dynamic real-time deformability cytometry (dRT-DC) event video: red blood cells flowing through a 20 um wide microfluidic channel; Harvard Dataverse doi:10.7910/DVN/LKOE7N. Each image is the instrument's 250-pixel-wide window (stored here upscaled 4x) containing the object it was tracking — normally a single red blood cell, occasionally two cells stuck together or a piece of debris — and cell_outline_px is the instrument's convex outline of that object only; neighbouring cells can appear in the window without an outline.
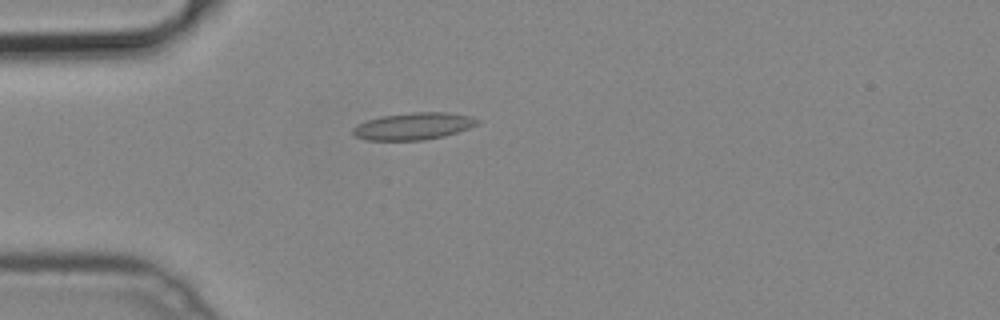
{"species": "common noctule bat (a hibernating species)", "species_latin": "Nyctalus noctula", "temperature_condition": "cold", "stored_images_in_passage": 39, "camera_frame_rate_fps": 3000, "um_per_image_px": 0.085, "animal": {"sex": "male", "body_mass_g": 19.2, "forearm_length_mm": 51.8}, "frame": {"image": 1, "passage_image": 1, "time_ms": 0.0, "image_size_px": [1000, 320], "cell_outline_px": [[480, 120], [476, 124], [468, 128], [444, 136], [424, 140], [364, 140], [356, 136], [352, 132], [352, 128], [368, 120], [380, 116], [412, 112], [448, 112], [468, 116]], "centroid_in_image_um": [35.12, 10.72], "position_along_channel_um": 49.9, "area_um2": 19.42}}
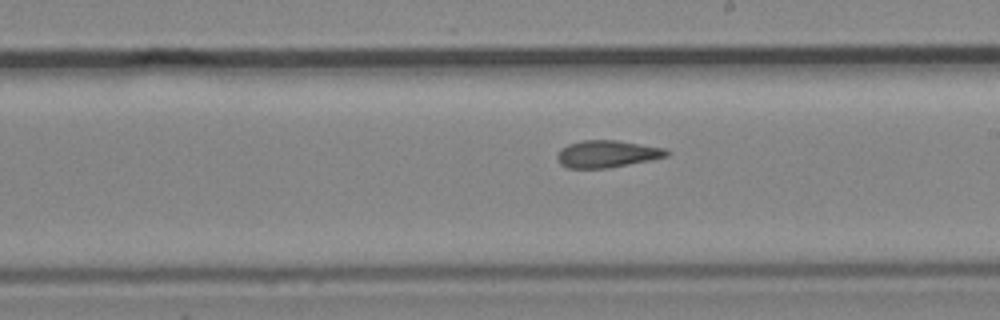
{"frame": {"image": 2, "passage_image": 16, "time_ms": 5.0, "image_size_px": [1000, 320], "cell_outline_px": [[668, 156], [652, 160], [608, 168], [568, 168], [560, 164], [556, 156], [560, 148], [568, 144], [580, 140], [616, 140], [668, 148]], "centroid_in_image_um": [51.6, 13.08], "position_along_channel_um": 237.4, "area_um2": 17.51}}
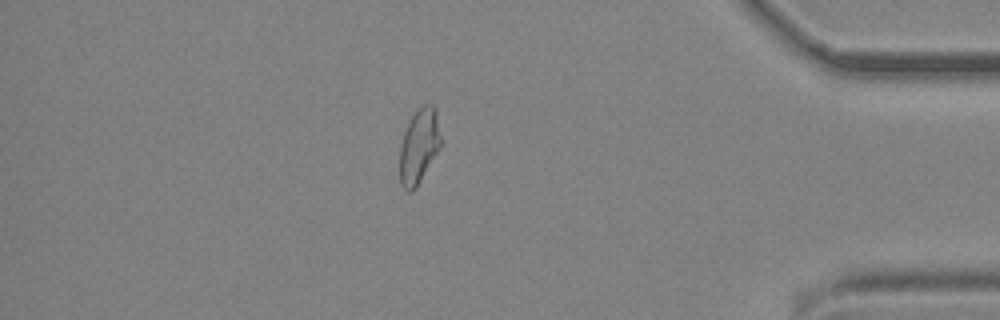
{"frame": {"image": 3, "passage_image": 31, "time_ms": 10.0, "image_size_px": [1000, 320], "cell_outline_px": [[444, 140], [440, 148], [416, 188], [412, 192], [408, 192], [400, 184], [400, 144], [404, 132], [416, 108], [424, 104], [432, 104], [436, 108]], "centroid_in_image_um": [35.66, 12.38], "position_along_channel_um": 399.5, "area_um2": 18.44}}